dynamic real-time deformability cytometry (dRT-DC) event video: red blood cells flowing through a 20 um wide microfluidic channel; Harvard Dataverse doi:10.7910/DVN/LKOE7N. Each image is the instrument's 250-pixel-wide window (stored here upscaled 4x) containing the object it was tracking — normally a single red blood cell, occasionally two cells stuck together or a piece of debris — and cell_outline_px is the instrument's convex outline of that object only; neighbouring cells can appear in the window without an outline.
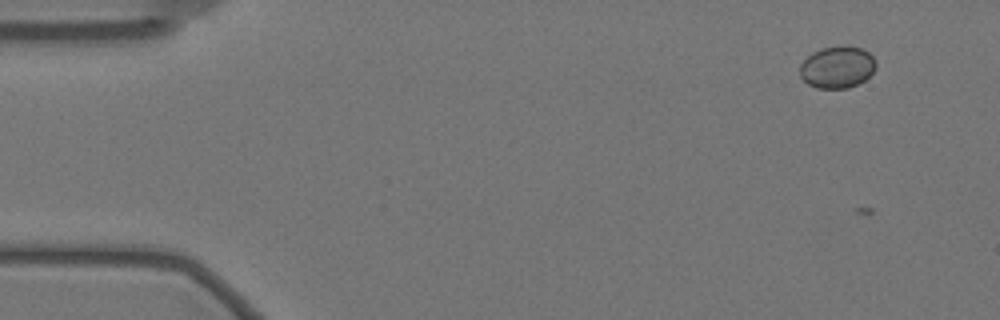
{"species": "Egyptian fruit bat (a non-hibernating species)", "species_latin": "Rousettus aegyptiacus", "temperature_condition": "warm", "stored_images_in_passage": 7, "camera_frame_rate_fps": 3000, "um_per_image_px": 0.085, "animal": {"sex": "female"}, "frame": {"image": 1, "passage_image": 6, "time_ms": 1.667, "image_size_px": [1000, 320], "cell_outline_px": [[876, 68], [864, 80], [848, 88], [816, 88], [808, 84], [800, 76], [800, 64], [812, 52], [824, 48], [860, 48], [868, 52], [876, 60]], "centroid_in_image_um": [71.15, 5.74], "position_along_channel_um": 13.8, "area_um2": 18.09}}